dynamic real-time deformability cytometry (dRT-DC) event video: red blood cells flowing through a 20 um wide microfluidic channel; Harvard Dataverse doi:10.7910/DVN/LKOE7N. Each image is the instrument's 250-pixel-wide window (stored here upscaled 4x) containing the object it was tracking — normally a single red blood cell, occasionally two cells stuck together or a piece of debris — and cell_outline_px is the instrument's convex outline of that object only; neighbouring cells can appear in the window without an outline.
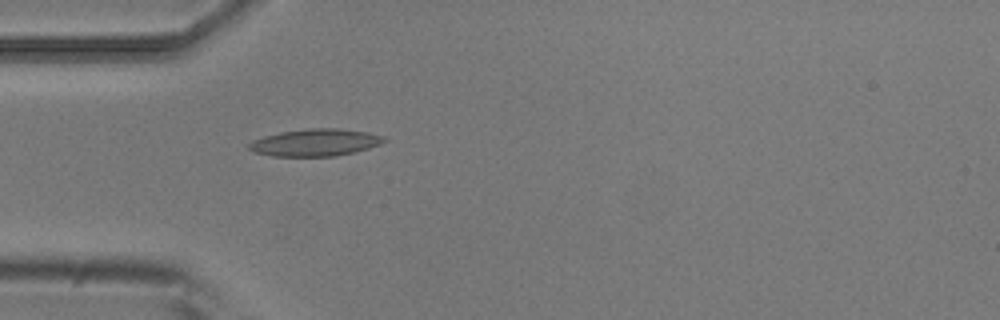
{"species": "common noctule bat (a hibernating species)", "species_latin": "Nyctalus noctula", "temperature_condition": "room temperature", "stored_images_in_passage": 4, "camera_frame_rate_fps": 3000, "um_per_image_px": 0.085, "animal": {"sex": "male", "body_mass_g": 20.5, "forearm_length_mm": 52.5}, "frame": {"image": 1, "passage_image": 4, "time_ms": 1.0, "image_size_px": [1000, 320], "cell_outline_px": [[388, 140], [380, 144], [368, 148], [336, 156], [272, 156], [256, 152], [248, 148], [248, 144], [252, 140], [264, 136], [280, 132], [308, 128], [340, 128], [368, 132], [384, 136]], "centroid_in_image_um": [26.81, 12.1], "position_along_channel_um": 58.2, "area_um2": 21.39}}